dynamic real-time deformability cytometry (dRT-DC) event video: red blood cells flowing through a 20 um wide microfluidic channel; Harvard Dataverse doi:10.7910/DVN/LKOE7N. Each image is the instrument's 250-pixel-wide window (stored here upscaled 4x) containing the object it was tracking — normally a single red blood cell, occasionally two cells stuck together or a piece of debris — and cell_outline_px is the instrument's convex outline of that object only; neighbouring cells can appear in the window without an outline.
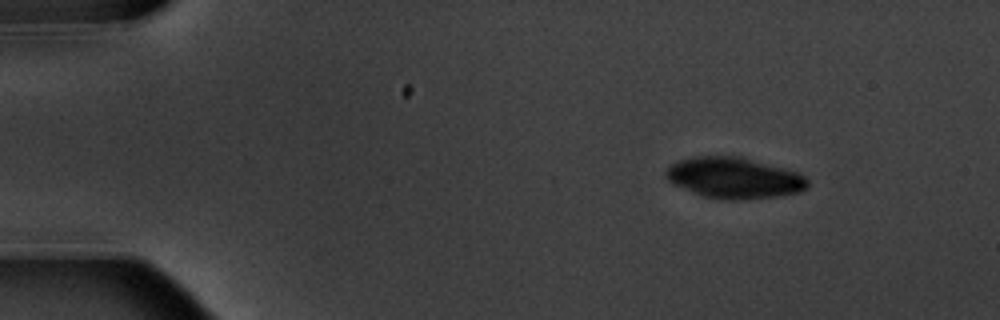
{"species": "common noctule bat (a hibernating species)", "species_latin": "Nyctalus noctula", "temperature_condition": "warm", "stored_images_in_passage": 5, "camera_frame_rate_fps": 3000, "um_per_image_px": 0.085, "animal": {"sex": "male", "body_mass_g": 20.1, "forearm_length_mm": 53.5}, "frame": {"image": 1, "passage_image": 1, "time_ms": 0.0, "image_size_px": [1000, 320], "cell_outline_px": [[808, 188], [800, 192], [780, 196], [736, 200], [724, 200], [704, 196], [692, 192], [672, 184], [664, 176], [664, 172], [672, 164], [680, 160], [696, 156], [740, 156], [800, 172], [808, 180]], "centroid_in_image_um": [62.42, 15.12], "position_along_channel_um": 22.6, "area_um2": 34.1}}